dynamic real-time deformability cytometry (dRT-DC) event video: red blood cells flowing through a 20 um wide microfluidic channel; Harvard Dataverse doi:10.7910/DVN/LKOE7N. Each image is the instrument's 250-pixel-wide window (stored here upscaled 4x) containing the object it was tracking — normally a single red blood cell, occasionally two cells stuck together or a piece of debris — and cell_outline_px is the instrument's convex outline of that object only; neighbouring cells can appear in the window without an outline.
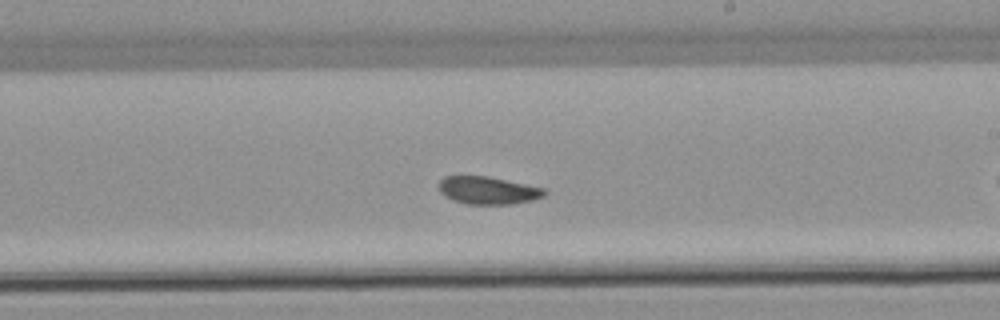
{"species": "common noctule bat (a hibernating species)", "species_latin": "Nyctalus noctula", "temperature_condition": "warm", "stored_images_in_passage": 42, "camera_frame_rate_fps": 3000, "um_per_image_px": 0.085, "animal": {"sex": "male", "body_mass_g": 21.5, "forearm_length_mm": 52.0}, "frame": {"image": 1, "passage_image": 19, "time_ms": 6.0, "image_size_px": [1000, 320], "cell_outline_px": [[548, 192], [544, 196], [532, 200], [512, 204], [468, 204], [452, 200], [444, 196], [440, 192], [440, 180], [444, 176], [488, 176], [544, 188]], "centroid_in_image_um": [41.48, 16.18], "position_along_channel_um": 247.5, "area_um2": 16.99}, "authors_computed_cell_mechanics": {"area_um2": 17.5712, "velocity_mm_per_s": 3.8345, "shape_relaxation_time_tau1_ms": 3.1019, "shape_relaxation_time_tau2_ms": 2.4154, "deformation_change_tau1": 0.0752, "deformation_change_tau2": 0.037}}